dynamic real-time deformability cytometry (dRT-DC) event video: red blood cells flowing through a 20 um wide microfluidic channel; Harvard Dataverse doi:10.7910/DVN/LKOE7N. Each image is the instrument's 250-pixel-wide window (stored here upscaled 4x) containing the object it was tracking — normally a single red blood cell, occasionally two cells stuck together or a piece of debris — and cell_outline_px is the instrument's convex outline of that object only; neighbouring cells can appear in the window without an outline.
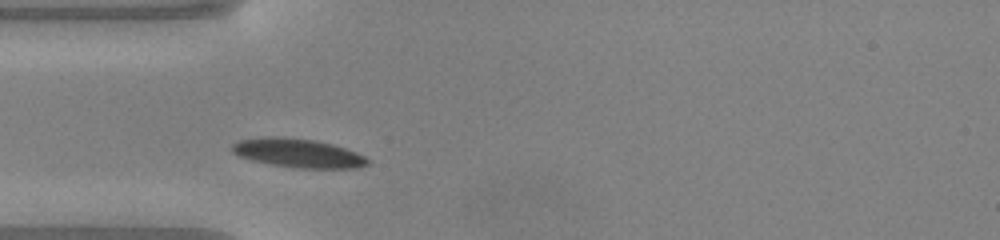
{"species": "common noctule bat (a hibernating species)", "species_latin": "Nyctalus noctula", "temperature_condition": "warm", "stored_images_in_passage": 31, "camera_frame_rate_fps": 3000, "um_per_image_px": 0.085, "animal": {"sex": "male", "body_mass_g": 20.0, "forearm_length_mm": 53.3}, "frame": {"image": 1, "passage_image": 1, "time_ms": 0.0, "image_size_px": [1000, 240], "cell_outline_px": [[372, 160], [368, 164], [356, 168], [292, 168], [252, 160], [240, 156], [232, 152], [232, 144], [240, 140], [276, 136], [316, 140], [332, 144], [356, 152]], "centroid_in_image_um": [25.37, 13.02], "position_along_channel_um": 59.6, "area_um2": 22.66}}
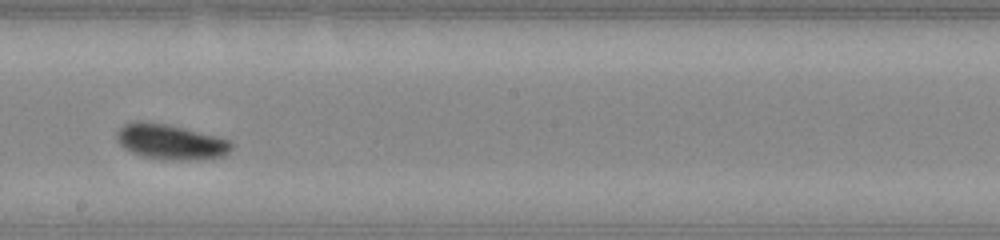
{"frame": {"image": 2, "passage_image": 14, "time_ms": 4.333, "image_size_px": [1000, 240], "cell_outline_px": [[232, 148], [228, 152], [220, 156], [204, 160], [160, 160], [144, 156], [132, 152], [124, 148], [116, 140], [116, 132], [124, 124], [140, 120], [168, 124], [232, 140]], "centroid_in_image_um": [14.49, 12.06], "position_along_channel_um": 233.7, "area_um2": 23.76}}
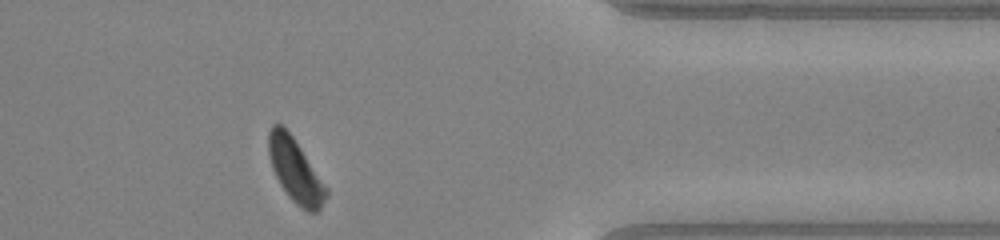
{"frame": {"image": 3, "passage_image": 27, "time_ms": 8.667, "image_size_px": [1000, 240], "cell_outline_px": [[328, 196], [320, 208], [316, 212], [308, 212], [300, 208], [288, 196], [280, 184], [272, 168], [268, 156], [268, 132], [272, 124], [280, 124], [292, 136], [328, 188]], "centroid_in_image_um": [25.1, 14.51], "position_along_channel_um": 386.3, "area_um2": 21.21}, "authors_computed_cell_mechanics": {"area_um2": 22.6576, "velocity_mm_per_s": 4.0453, "shape_relaxation_time_tau1_ms": 1.8837, "shape_relaxation_time_tau2_ms": null, "deformation_change_tau1": 0.1366, "deformation_change_tau2": null}}